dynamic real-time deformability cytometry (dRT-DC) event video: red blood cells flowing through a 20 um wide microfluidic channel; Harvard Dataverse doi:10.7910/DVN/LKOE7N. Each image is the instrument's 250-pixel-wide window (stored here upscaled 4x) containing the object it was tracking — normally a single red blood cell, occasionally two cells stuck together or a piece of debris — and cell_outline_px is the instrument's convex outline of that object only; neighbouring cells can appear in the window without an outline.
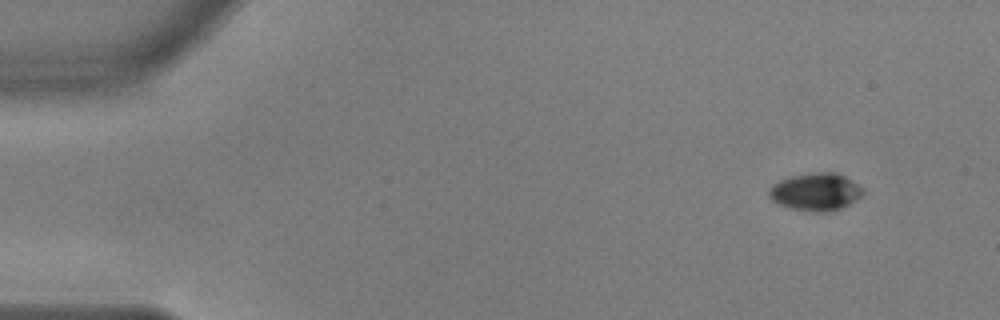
{"species": "common noctule bat (a hibernating species)", "species_latin": "Nyctalus noctula", "temperature_condition": "warm", "stored_images_in_passage": 52, "camera_frame_rate_fps": 3000, "um_per_image_px": 0.085, "animal": {"sex": "male", "body_mass_g": 17.9, "forearm_length_mm": 54.2}, "frame": {"image": 1, "passage_image": 1, "time_ms": 0.0, "image_size_px": [1000, 320], "cell_outline_px": [[864, 192], [856, 200], [832, 212], [812, 212], [792, 208], [776, 204], [768, 196], [768, 188], [772, 184], [780, 180], [792, 176], [812, 172], [836, 172], [852, 180], [864, 188]], "centroid_in_image_um": [69.31, 16.3], "position_along_channel_um": 15.7, "area_um2": 20.81}}
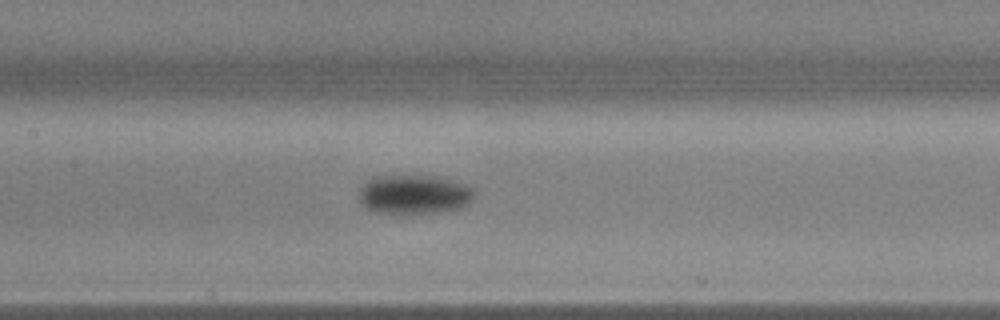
{"frame": {"image": 2, "passage_image": 23, "time_ms": 7.333, "image_size_px": [1000, 320], "cell_outline_px": [[476, 192], [472, 200], [468, 204], [460, 208], [440, 212], [372, 212], [364, 208], [356, 200], [356, 192], [368, 180], [376, 176], [392, 172], [400, 172], [436, 176], [472, 188]], "centroid_in_image_um": [35.08, 16.47], "position_along_channel_um": 172.3, "area_um2": 27.28}}
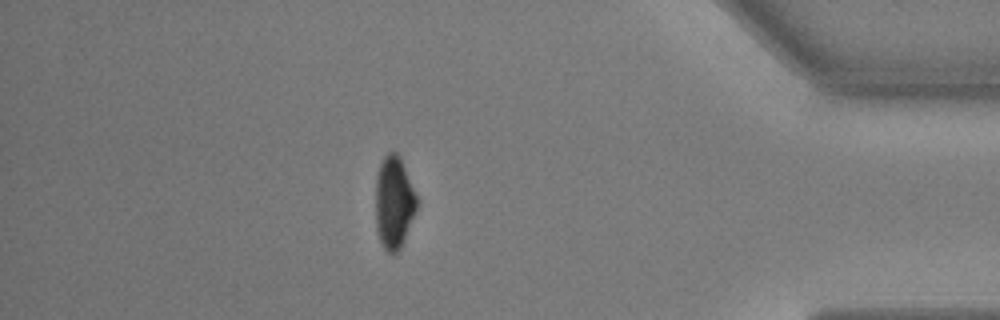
{"frame": {"image": 3, "passage_image": 45, "time_ms": 14.667, "image_size_px": [1000, 320], "cell_outline_px": [[416, 212], [404, 240], [396, 256], [392, 256], [380, 244], [376, 232], [376, 176], [380, 164], [384, 156], [388, 152], [396, 152], [400, 156], [416, 196]], "centroid_in_image_um": [33.46, 17.26], "position_along_channel_um": 401.7, "area_um2": 22.31}, "authors_computed_cell_mechanics": {"area_um2": 23.1778, "velocity_mm_per_s": 3.6403, "shape_relaxation_time_tau1_ms": 2.8935, "shape_relaxation_time_tau2_ms": 2.5538, "deformation_change_tau1": 0.1375, "deformation_change_tau2": 0.0444}}